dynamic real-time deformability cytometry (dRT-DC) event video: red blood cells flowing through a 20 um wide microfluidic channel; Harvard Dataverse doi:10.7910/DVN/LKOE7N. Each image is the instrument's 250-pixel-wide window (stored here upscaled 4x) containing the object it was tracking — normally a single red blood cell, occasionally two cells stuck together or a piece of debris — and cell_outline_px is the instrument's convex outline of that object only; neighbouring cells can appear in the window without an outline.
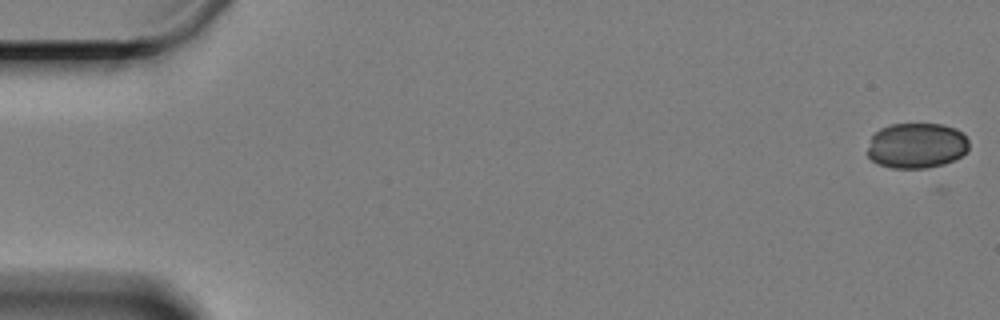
{"species": "Egyptian fruit bat (a non-hibernating species)", "species_latin": "Rousettus aegyptiacus", "temperature_condition": "cold", "stored_images_in_passage": 10, "camera_frame_rate_fps": 3000, "um_per_image_px": 0.085, "animal": {"sex": "female"}, "frame": {"image": 1, "passage_image": 1, "time_ms": 0.0, "image_size_px": [1000, 320], "cell_outline_px": [[968, 148], [960, 156], [944, 164], [924, 168], [892, 168], [880, 164], [872, 160], [868, 156], [868, 148], [872, 136], [880, 128], [892, 124], [944, 124], [956, 128], [968, 140]], "centroid_in_image_um": [77.9, 12.37], "position_along_channel_um": 7.1, "area_um2": 26.65}}